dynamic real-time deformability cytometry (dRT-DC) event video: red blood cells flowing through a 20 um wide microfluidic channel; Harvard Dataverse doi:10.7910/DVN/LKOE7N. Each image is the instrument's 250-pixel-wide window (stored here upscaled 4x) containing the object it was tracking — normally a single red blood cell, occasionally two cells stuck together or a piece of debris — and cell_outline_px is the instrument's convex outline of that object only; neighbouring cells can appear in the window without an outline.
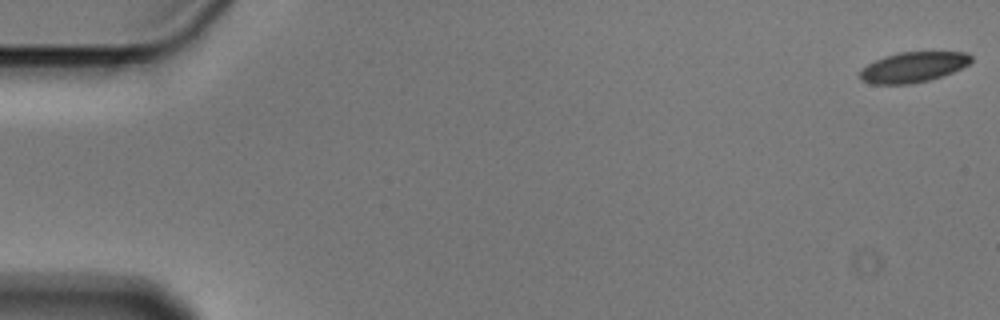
{"species": "Egyptian fruit bat (a non-hibernating species)", "species_latin": "Rousettus aegyptiacus", "temperature_condition": "cold", "stored_images_in_passage": 6, "camera_frame_rate_fps": 3000, "um_per_image_px": 0.085, "animal": {"sex": "male"}, "frame": {"image": 1, "passage_image": 1, "time_ms": 0.0, "image_size_px": [1000, 320], "cell_outline_px": [[972, 60], [968, 64], [952, 72], [928, 80], [908, 84], [872, 84], [860, 80], [860, 72], [868, 64], [884, 56], [900, 52], [968, 52], [972, 56]], "centroid_in_image_um": [77.62, 5.7], "position_along_channel_um": 7.4, "area_um2": 19.42}}
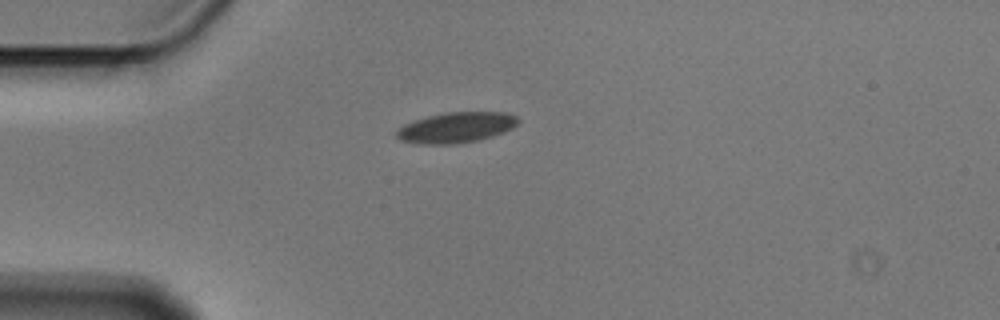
{"frame": {"image": 2, "passage_image": 4, "time_ms": 1.0, "image_size_px": [1000, 320], "cell_outline_px": [[520, 120], [512, 128], [504, 132], [492, 136], [476, 140], [456, 144], [416, 144], [400, 140], [396, 136], [396, 132], [404, 124], [428, 116], [444, 112], [508, 112], [516, 116]], "centroid_in_image_um": [38.78, 10.83], "position_along_channel_um": 46.2, "area_um2": 21.62}}
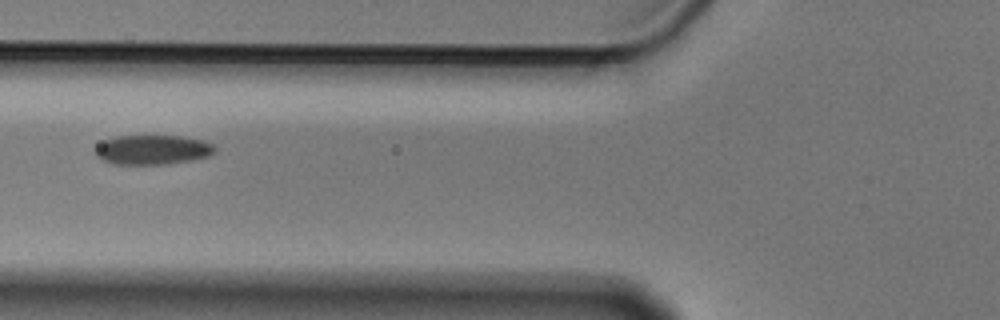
{"frame": {"image": 3, "passage_image": 6, "time_ms": 1.667, "image_size_px": [1000, 320], "cell_outline_px": [[216, 152], [208, 156], [168, 164], [112, 164], [100, 160], [96, 156], [96, 148], [104, 140], [116, 136], [180, 136], [204, 140], [216, 144]], "centroid_in_image_um": [12.99, 12.73], "position_along_channel_um": 112.8, "area_um2": 20.69}}